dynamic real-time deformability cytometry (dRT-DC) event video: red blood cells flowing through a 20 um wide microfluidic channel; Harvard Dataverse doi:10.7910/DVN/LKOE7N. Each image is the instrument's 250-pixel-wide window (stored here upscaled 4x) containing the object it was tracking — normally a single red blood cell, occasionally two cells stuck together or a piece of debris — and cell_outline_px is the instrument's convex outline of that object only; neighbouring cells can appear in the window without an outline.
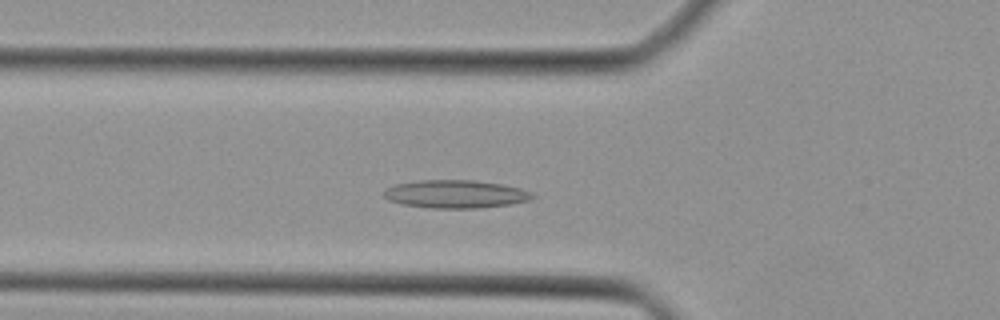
{"species": "Egyptian fruit bat (a non-hibernating species)", "species_latin": "Rousettus aegyptiacus", "temperature_condition": "cold", "stored_images_in_passage": 30, "camera_frame_rate_fps": 3000, "um_per_image_px": 0.085, "animal": {"sex": "female"}, "frame": {"image": 1, "passage_image": 7, "time_ms": 2.0, "image_size_px": [1000, 320], "cell_outline_px": [[536, 196], [532, 200], [512, 204], [476, 208], [432, 208], [400, 204], [388, 200], [384, 196], [384, 192], [388, 188], [396, 184], [420, 180], [476, 180], [500, 184], [520, 188], [532, 192]], "centroid_in_image_um": [38.76, 16.5], "position_along_channel_um": 87.0, "area_um2": 24.33}}
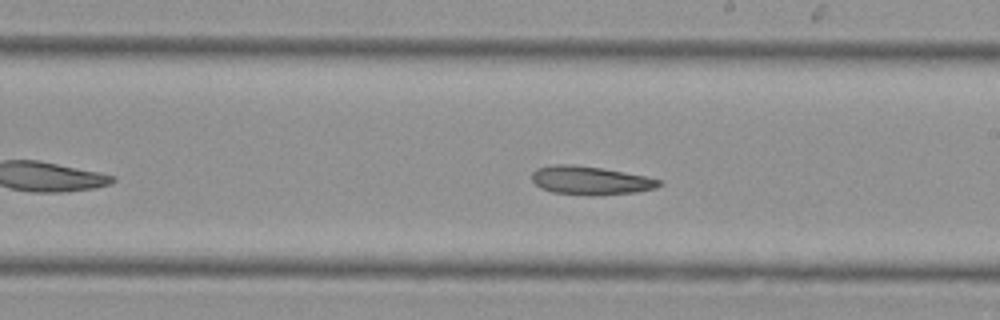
{"frame": {"image": 2, "passage_image": 17, "time_ms": 5.333, "image_size_px": [1000, 320], "cell_outline_px": [[664, 184], [656, 188], [636, 192], [600, 196], [592, 196], [552, 192], [540, 188], [532, 180], [532, 172], [536, 168], [552, 164], [572, 164], [604, 168], [664, 180]], "centroid_in_image_um": [50.21, 15.34], "position_along_channel_um": 238.8, "area_um2": 21.56}}
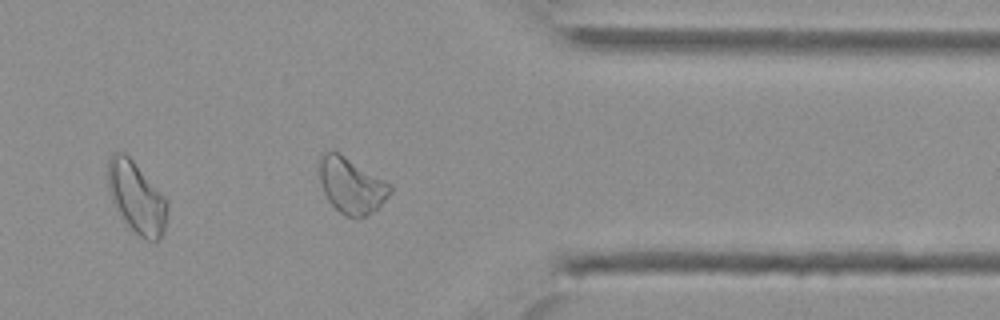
{"frame": {"image": 3, "passage_image": 27, "time_ms": 8.667, "image_size_px": [1000, 320], "cell_outline_px": [[392, 192], [372, 212], [356, 220], [344, 216], [328, 200], [324, 192], [320, 180], [320, 156], [324, 152], [336, 152], [344, 156], [392, 184]], "centroid_in_image_um": [29.88, 15.8], "position_along_channel_um": 381.5, "area_um2": 22.66}}